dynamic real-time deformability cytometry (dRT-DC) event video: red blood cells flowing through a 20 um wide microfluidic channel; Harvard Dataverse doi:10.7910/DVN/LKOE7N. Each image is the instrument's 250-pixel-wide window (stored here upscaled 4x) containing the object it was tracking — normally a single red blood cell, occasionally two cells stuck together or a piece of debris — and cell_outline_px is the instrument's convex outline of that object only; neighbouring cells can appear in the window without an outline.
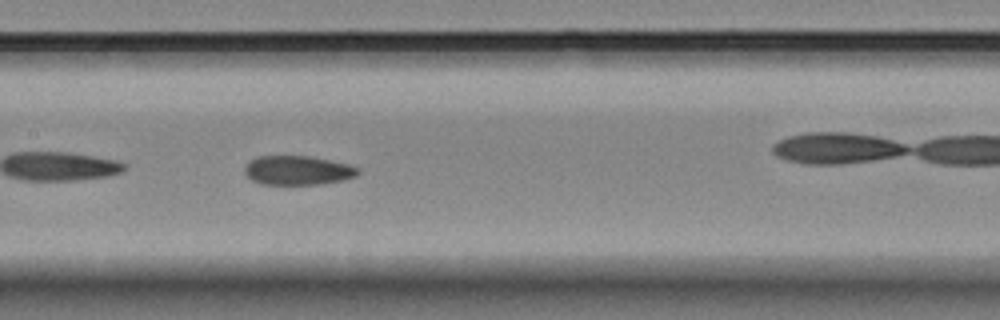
{"species": "Egyptian fruit bat (a non-hibernating species)", "species_latin": "Rousettus aegyptiacus", "temperature_condition": "room temperature", "stored_images_in_passage": 37, "camera_frame_rate_fps": 3000, "um_per_image_px": 0.085, "animal": {"sex": "female"}, "frame": {"image": 1, "passage_image": 16, "time_ms": 5.0, "image_size_px": [1000, 320], "cell_outline_px": [[360, 172], [356, 176], [344, 180], [320, 184], [260, 184], [252, 180], [244, 172], [244, 168], [248, 160], [256, 156], [308, 156], [348, 164], [360, 168]], "centroid_in_image_um": [25.29, 14.48], "position_along_channel_um": 182.1, "area_um2": 19.36}, "authors_computed_cell_mechanics": {"area_um2": 20.1722, "velocity_mm_per_s": 3.6596, "shape_relaxation_time_tau1_ms": null, "shape_relaxation_time_tau2_ms": 2.3176, "deformation_change_tau1": null, "deformation_change_tau2": 0.0804}}